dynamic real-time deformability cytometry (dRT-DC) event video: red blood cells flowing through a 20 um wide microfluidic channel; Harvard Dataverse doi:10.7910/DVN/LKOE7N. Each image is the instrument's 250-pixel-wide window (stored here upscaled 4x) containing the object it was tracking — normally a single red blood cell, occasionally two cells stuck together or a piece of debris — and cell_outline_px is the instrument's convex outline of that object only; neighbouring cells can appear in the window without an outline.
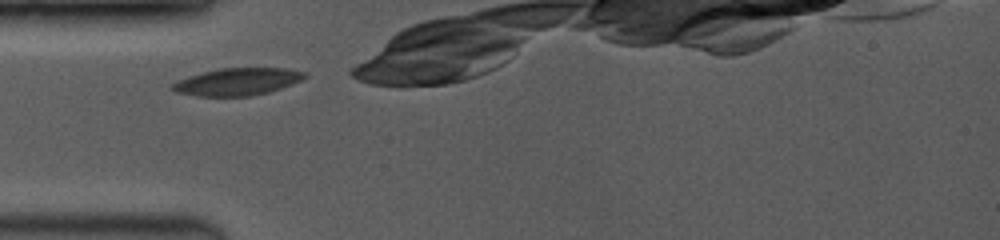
{"species": "common noctule bat (a hibernating species)", "species_latin": "Nyctalus noctula", "temperature_condition": "room temperature", "stored_images_in_passage": 13, "camera_frame_rate_fps": 3500, "um_per_image_px": 0.085, "animal": {"sex": "female", "body_mass_g": 19.0, "forearm_length_mm": 53.3}, "frame": {"image": 1, "passage_image": 1, "time_ms": 0.0, "image_size_px": [1000, 240], "cell_outline_px": [[308, 72], [300, 80], [280, 88], [268, 92], [252, 96], [200, 96], [176, 92], [168, 88], [172, 84], [188, 76], [220, 68], [284, 68]], "centroid_in_image_um": [20.15, 6.94], "position_along_channel_um": 64.9, "area_um2": 20.81}}